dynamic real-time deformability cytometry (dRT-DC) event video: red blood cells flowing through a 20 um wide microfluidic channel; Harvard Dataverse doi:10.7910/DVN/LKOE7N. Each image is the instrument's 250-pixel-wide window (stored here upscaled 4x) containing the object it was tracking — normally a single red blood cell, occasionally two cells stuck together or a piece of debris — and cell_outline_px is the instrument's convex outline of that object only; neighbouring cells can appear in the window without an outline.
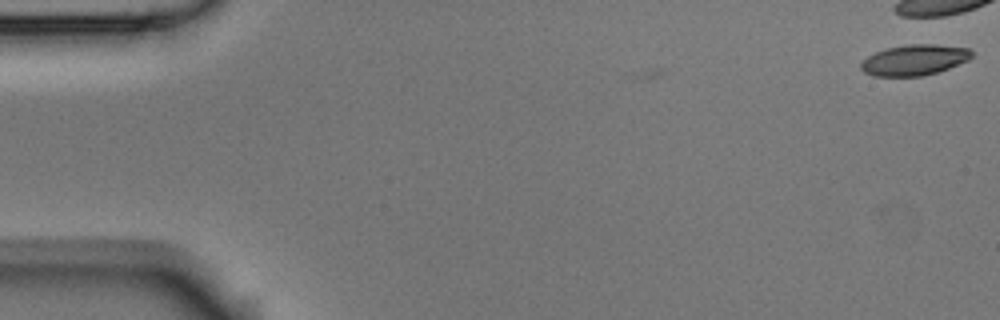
{"species": "Egyptian fruit bat (a non-hibernating species)", "species_latin": "Rousettus aegyptiacus", "temperature_condition": "room temperature", "stored_images_in_passage": 2, "camera_frame_rate_fps": 3000, "um_per_image_px": 0.085, "animal": {"sex": "male"}, "frame": {"image": 1, "passage_image": 2, "time_ms": 0.333, "image_size_px": [1000, 320], "cell_outline_px": [[972, 56], [968, 60], [948, 68], [936, 72], [920, 76], [872, 76], [864, 72], [860, 68], [860, 64], [868, 56], [876, 52], [888, 48], [908, 44], [936, 44], [968, 48], [972, 52]], "centroid_in_image_um": [77.71, 5.1], "position_along_channel_um": 7.3, "area_um2": 19.65}}